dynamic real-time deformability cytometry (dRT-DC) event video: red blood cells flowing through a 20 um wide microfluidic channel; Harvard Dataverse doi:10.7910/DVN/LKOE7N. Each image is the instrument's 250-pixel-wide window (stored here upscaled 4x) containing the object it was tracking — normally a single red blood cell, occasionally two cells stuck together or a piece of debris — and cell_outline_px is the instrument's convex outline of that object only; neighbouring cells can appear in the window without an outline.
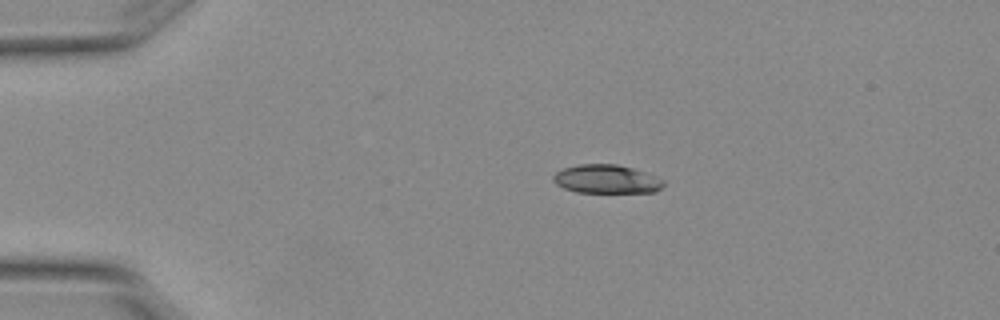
{"species": "Egyptian fruit bat (a non-hibernating species)", "species_latin": "Rousettus aegyptiacus", "temperature_condition": "warm", "stored_images_in_passage": 5, "camera_frame_rate_fps": 3000, "um_per_image_px": 0.085, "animal": {"sex": "female"}, "frame": {"image": 1, "passage_image": 2, "time_ms": 0.333, "image_size_px": [1000, 320], "cell_outline_px": [[664, 184], [656, 192], [576, 192], [564, 188], [556, 184], [552, 180], [552, 176], [556, 172], [564, 168], [580, 164], [616, 164], [632, 168], [656, 176], [664, 180]], "centroid_in_image_um": [51.54, 15.22], "position_along_channel_um": 33.5, "area_um2": 18.32}}
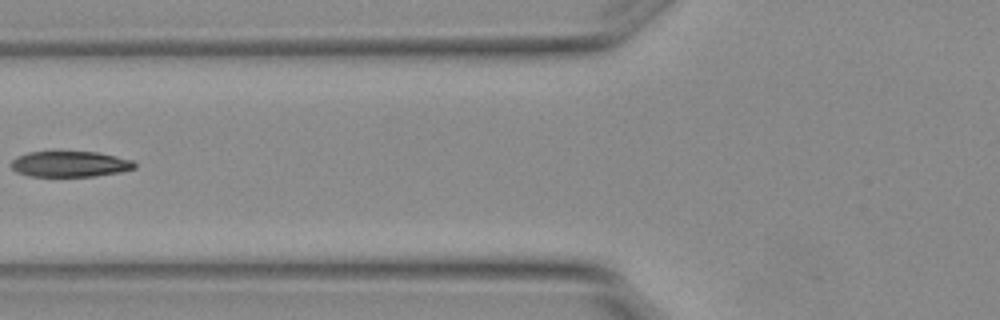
{"frame": {"image": 2, "passage_image": 5, "time_ms": 1.333, "image_size_px": [1000, 320], "cell_outline_px": [[136, 168], [120, 172], [96, 176], [28, 176], [16, 172], [12, 168], [12, 160], [16, 156], [28, 152], [96, 152], [116, 156], [132, 160], [136, 164]], "centroid_in_image_um": [5.95, 13.95], "position_along_channel_um": 119.9, "area_um2": 18.5}}